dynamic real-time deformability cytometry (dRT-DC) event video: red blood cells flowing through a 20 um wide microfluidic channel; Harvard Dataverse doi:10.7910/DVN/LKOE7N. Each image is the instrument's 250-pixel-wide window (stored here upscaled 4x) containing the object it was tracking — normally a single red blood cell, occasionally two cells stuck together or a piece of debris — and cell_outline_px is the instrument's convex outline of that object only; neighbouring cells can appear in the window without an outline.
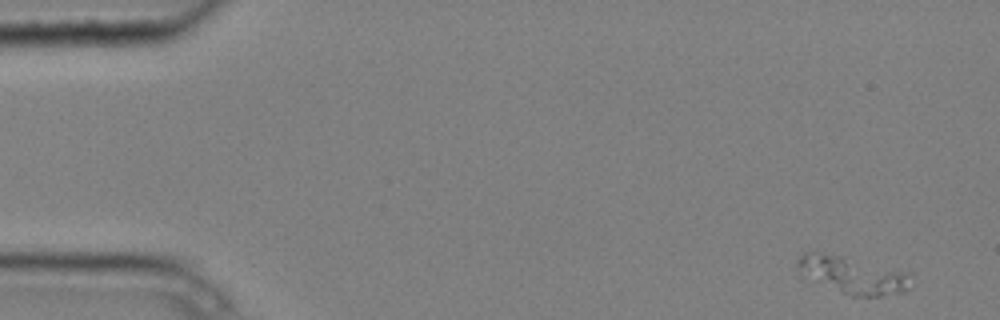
{"species": "common noctule bat (a hibernating species)", "species_latin": "Nyctalus noctula", "temperature_condition": "cold", "stored_images_in_passage": 9, "camera_frame_rate_fps": 3000, "um_per_image_px": 0.085, "animal": {"sex": "male", "body_mass_g": 20.4}, "frame": {"image": 1, "passage_image": 1, "time_ms": 0.0, "image_size_px": [1000, 320], "cell_outline_px": [[908, 288], [904, 292], [884, 296], [852, 296], [840, 292], [816, 280], [796, 268], [796, 260], [804, 252], [808, 252], [840, 256], [904, 272]], "centroid_in_image_um": [72.43, 23.4], "position_along_channel_um": 12.6, "area_um2": 23.0}}